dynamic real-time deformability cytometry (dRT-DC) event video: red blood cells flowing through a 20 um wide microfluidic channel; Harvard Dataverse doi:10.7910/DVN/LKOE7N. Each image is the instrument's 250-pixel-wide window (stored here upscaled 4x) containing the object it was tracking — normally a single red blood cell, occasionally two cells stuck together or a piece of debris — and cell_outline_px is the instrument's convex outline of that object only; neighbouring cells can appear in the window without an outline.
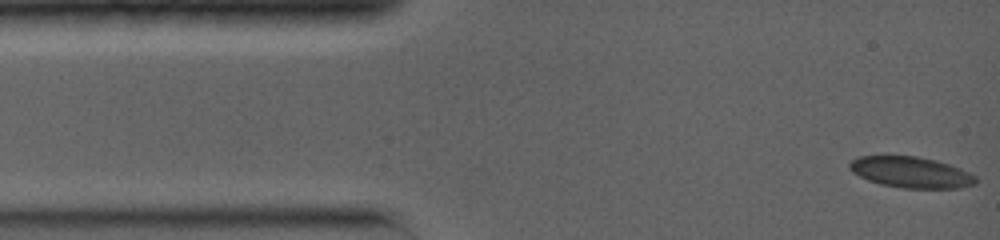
{"species": "common noctule bat (a hibernating species)", "species_latin": "Nyctalus noctula", "temperature_condition": "warm", "stored_images_in_passage": 33, "camera_frame_rate_fps": 5000, "um_per_image_px": 0.085, "animal": {"sex": "female", "body_mass_g": 19.0, "forearm_length_mm": 56.7}, "frame": {"image": 1, "passage_image": 1, "time_ms": 0.0, "image_size_px": [1000, 240], "cell_outline_px": [[976, 184], [960, 188], [904, 188], [880, 184], [868, 180], [852, 172], [848, 168], [848, 164], [852, 160], [860, 156], [916, 156], [936, 160], [960, 168], [976, 176]], "centroid_in_image_um": [77.43, 14.64], "position_along_channel_um": 7.6, "area_um2": 22.77}}
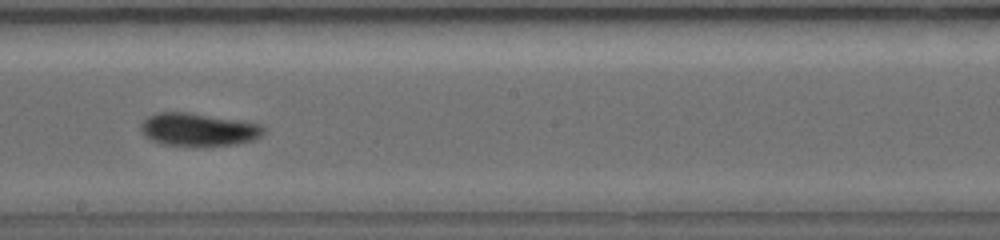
{"frame": {"image": 2, "passage_image": 16, "time_ms": 7.6, "image_size_px": [1000, 240], "cell_outline_px": [[268, 128], [260, 136], [252, 140], [236, 144], [204, 148], [160, 144], [144, 136], [140, 128], [140, 124], [148, 116], [156, 112], [188, 112], [244, 120], [264, 124]], "centroid_in_image_um": [16.9, 11.03], "position_along_channel_um": 231.3, "area_um2": 24.57}}
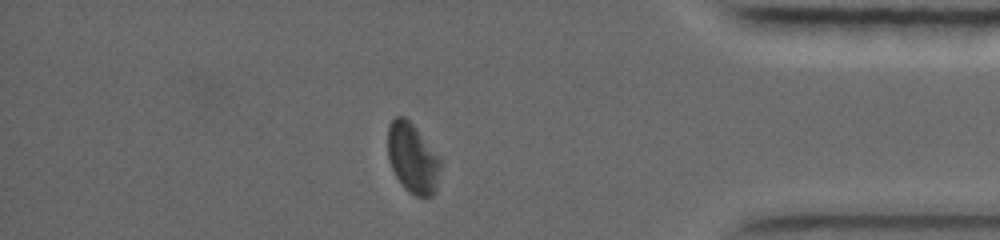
{"frame": {"image": 3, "passage_image": 29, "time_ms": 12.6, "image_size_px": [1000, 240], "cell_outline_px": [[444, 160], [436, 188], [432, 196], [416, 196], [408, 192], [404, 188], [396, 176], [392, 168], [388, 156], [388, 124], [396, 116], [404, 116], [416, 128]], "centroid_in_image_um": [35.11, 13.45], "position_along_channel_um": 400.1, "area_um2": 21.79}, "authors_computed_cell_mechanics": {"area_um2": 23.0044, "velocity_mm_per_s": 3.916, "shape_relaxation_time_tau1_ms": 4.928, "shape_relaxation_time_tau2_ms": 3.5237, "deformation_change_tau1": 0.1189, "deformation_change_tau2": 0.0585}}